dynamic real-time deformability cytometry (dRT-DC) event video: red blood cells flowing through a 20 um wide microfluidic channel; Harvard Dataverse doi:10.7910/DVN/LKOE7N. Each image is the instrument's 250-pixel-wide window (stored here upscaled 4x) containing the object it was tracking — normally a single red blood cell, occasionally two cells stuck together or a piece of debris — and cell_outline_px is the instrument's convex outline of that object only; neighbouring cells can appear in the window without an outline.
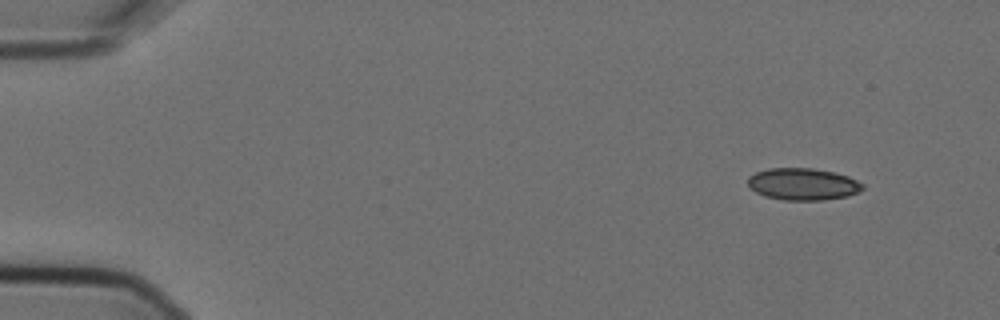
{"species": "Egyptian fruit bat (a non-hibernating species)", "species_latin": "Rousettus aegyptiacus", "temperature_condition": "cold", "stored_images_in_passage": 4, "camera_frame_rate_fps": 3000, "um_per_image_px": 0.085, "animal": {"sex": "female"}, "frame": {"image": 1, "passage_image": 1, "time_ms": 0.0, "image_size_px": [1000, 320], "cell_outline_px": [[864, 188], [860, 192], [848, 196], [820, 200], [784, 200], [764, 196], [756, 192], [748, 184], [748, 176], [756, 172], [768, 168], [812, 168], [836, 172], [848, 176], [864, 184]], "centroid_in_image_um": [68.27, 15.64], "position_along_channel_um": 16.7, "area_um2": 21.5}}